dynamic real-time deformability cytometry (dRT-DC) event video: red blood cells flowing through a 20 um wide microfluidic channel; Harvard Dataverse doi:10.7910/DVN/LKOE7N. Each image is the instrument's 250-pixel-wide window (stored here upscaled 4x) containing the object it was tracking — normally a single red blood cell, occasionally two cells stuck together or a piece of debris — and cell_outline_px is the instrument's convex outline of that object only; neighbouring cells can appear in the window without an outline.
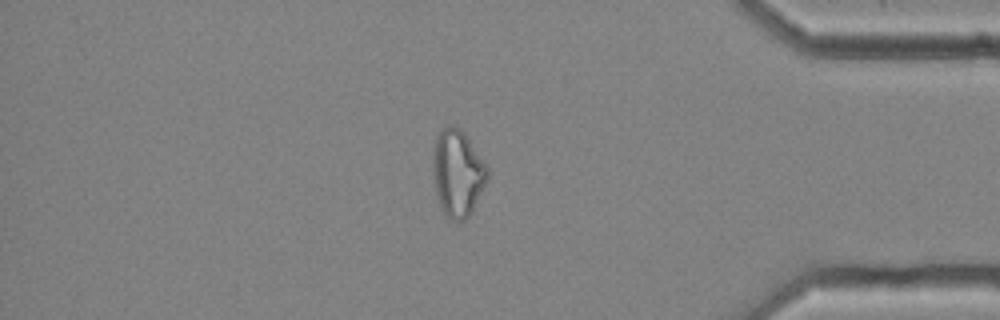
{"species": "common noctule bat (a hibernating species)", "species_latin": "Nyctalus noctula", "temperature_condition": "cold", "stored_images_in_passage": 56, "camera_frame_rate_fps": 3000, "um_per_image_px": 0.085, "animal": {"sex": "female", "body_mass_g": 25.1}, "frame": {"image": 1, "passage_image": 48, "time_ms": 15.667, "image_size_px": [1000, 320], "cell_outline_px": [[488, 180], [472, 212], [464, 220], [448, 220], [440, 204], [436, 192], [432, 176], [436, 136], [444, 128], [452, 124], [460, 128], [464, 132], [488, 168]], "centroid_in_image_um": [38.91, 14.73], "position_along_channel_um": 396.3, "area_um2": 27.4}, "authors_computed_cell_mechanics": {"area_um2": 28.2064, "velocity_mm_per_s": 3.661, "shape_relaxation_time_tau1_ms": null, "shape_relaxation_time_tau2_ms": 2.5191, "deformation_change_tau1": null, "deformation_change_tau2": 0.1079}}